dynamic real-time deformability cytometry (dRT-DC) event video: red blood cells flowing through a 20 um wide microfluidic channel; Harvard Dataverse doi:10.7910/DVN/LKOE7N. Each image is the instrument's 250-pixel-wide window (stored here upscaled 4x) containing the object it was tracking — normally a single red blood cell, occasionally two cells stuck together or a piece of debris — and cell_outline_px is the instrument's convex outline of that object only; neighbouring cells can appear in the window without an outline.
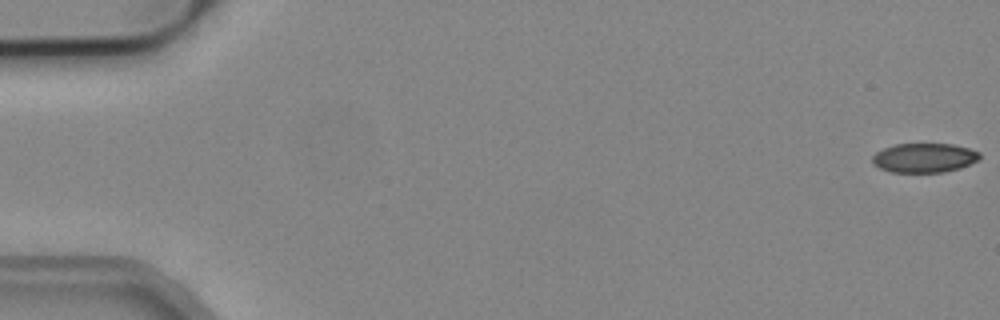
{"species": "common noctule bat (a hibernating species)", "species_latin": "Nyctalus noctula", "temperature_condition": "cold", "stored_images_in_passage": 8, "camera_frame_rate_fps": 3000, "um_per_image_px": 0.085, "animal": {"sex": "male", "body_mass_g": 19.2, "forearm_length_mm": 51.8}, "frame": {"image": 1, "passage_image": 1, "time_ms": 0.0, "image_size_px": [1000, 320], "cell_outline_px": [[980, 156], [976, 160], [960, 168], [944, 172], [892, 172], [880, 168], [872, 164], [872, 156], [876, 152], [884, 148], [896, 144], [952, 144], [968, 148], [980, 152]], "centroid_in_image_um": [78.53, 13.41], "position_along_channel_um": 6.5, "area_um2": 18.21}}
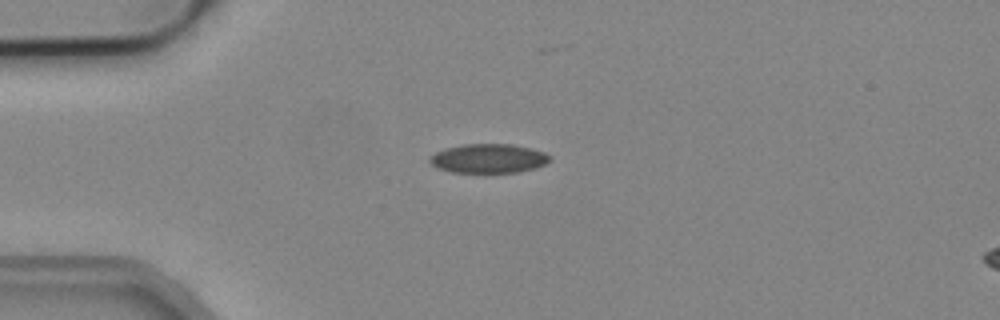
{"frame": {"image": 2, "passage_image": 4, "time_ms": 1.0, "image_size_px": [1000, 320], "cell_outline_px": [[552, 160], [536, 168], [516, 172], [452, 172], [436, 168], [428, 160], [428, 156], [444, 148], [464, 144], [512, 144], [544, 152], [552, 156]], "centroid_in_image_um": [41.5, 13.46], "position_along_channel_um": 43.5, "area_um2": 20.46}}